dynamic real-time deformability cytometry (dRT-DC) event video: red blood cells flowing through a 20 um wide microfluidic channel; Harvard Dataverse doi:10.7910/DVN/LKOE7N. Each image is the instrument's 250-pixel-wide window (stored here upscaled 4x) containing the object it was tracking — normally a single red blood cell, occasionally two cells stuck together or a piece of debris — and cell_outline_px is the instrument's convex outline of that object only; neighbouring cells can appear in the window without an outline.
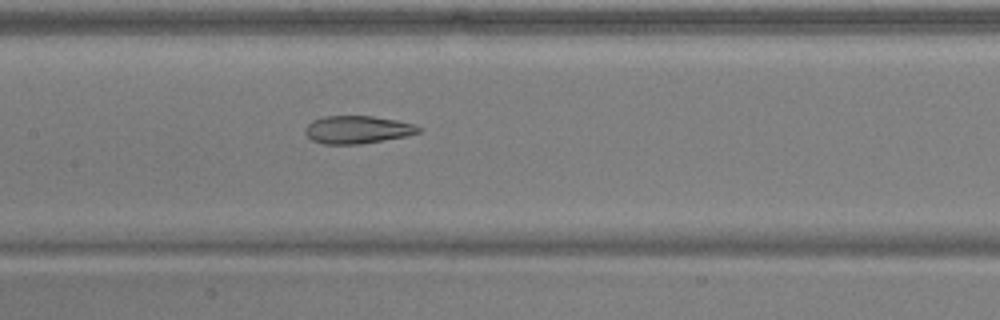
{"species": "common noctule bat (a hibernating species)", "species_latin": "Nyctalus noctula", "temperature_condition": "warm", "stored_images_in_passage": 52, "camera_frame_rate_fps": 3000, "um_per_image_px": 0.085, "animal": {"sex": "male", "body_mass_g": 17.9, "forearm_length_mm": 54.2}, "frame": {"image": 1, "passage_image": 26, "time_ms": 8.333, "image_size_px": [1000, 320], "cell_outline_px": [[424, 128], [420, 132], [408, 136], [360, 144], [324, 144], [312, 140], [304, 132], [304, 128], [312, 120], [324, 116], [372, 116], [396, 120], [412, 124]], "centroid_in_image_um": [30.38, 11.02], "position_along_channel_um": 177.0, "area_um2": 18.44}}
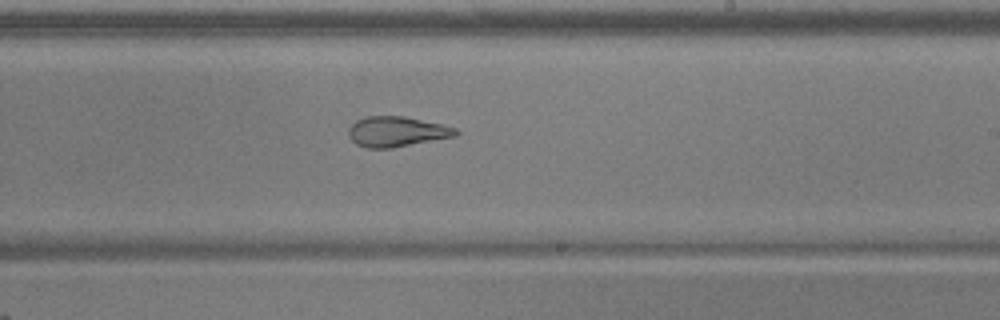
{"frame": {"image": 2, "passage_image": 32, "time_ms": 10.333, "image_size_px": [1000, 320], "cell_outline_px": [[460, 132], [456, 136], [392, 148], [368, 148], [356, 144], [348, 136], [348, 128], [356, 120], [368, 116], [404, 116], [440, 124], [456, 128]], "centroid_in_image_um": [33.7, 11.19], "position_along_channel_um": 255.3, "area_um2": 18.84}}
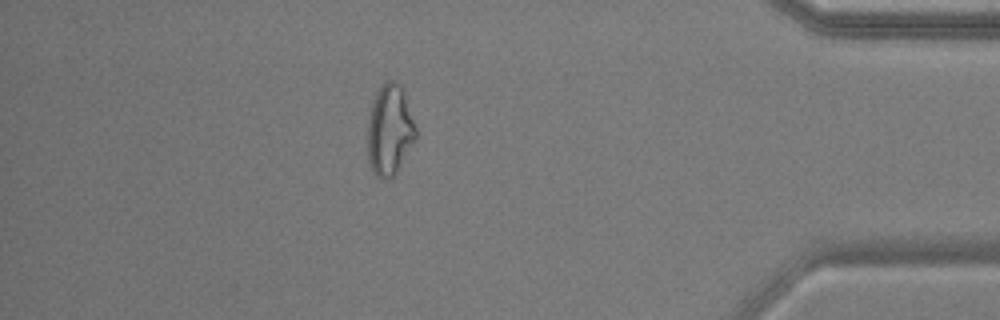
{"frame": {"image": 3, "passage_image": 46, "time_ms": 15.0, "image_size_px": [1000, 320], "cell_outline_px": [[416, 140], [396, 172], [392, 176], [384, 180], [380, 180], [372, 172], [368, 160], [368, 120], [372, 104], [384, 80], [392, 80], [400, 84], [404, 92], [416, 128]], "centroid_in_image_um": [33.12, 11.08], "position_along_channel_um": 402.1, "area_um2": 25.37}, "authors_computed_cell_mechanics": {"area_um2": 23.2934, "velocity_mm_per_s": 3.936, "shape_relaxation_time_tau1_ms": null, "shape_relaxation_time_tau2_ms": 1.4998, "deformation_change_tau1": null, "deformation_change_tau2": 0.0985}}